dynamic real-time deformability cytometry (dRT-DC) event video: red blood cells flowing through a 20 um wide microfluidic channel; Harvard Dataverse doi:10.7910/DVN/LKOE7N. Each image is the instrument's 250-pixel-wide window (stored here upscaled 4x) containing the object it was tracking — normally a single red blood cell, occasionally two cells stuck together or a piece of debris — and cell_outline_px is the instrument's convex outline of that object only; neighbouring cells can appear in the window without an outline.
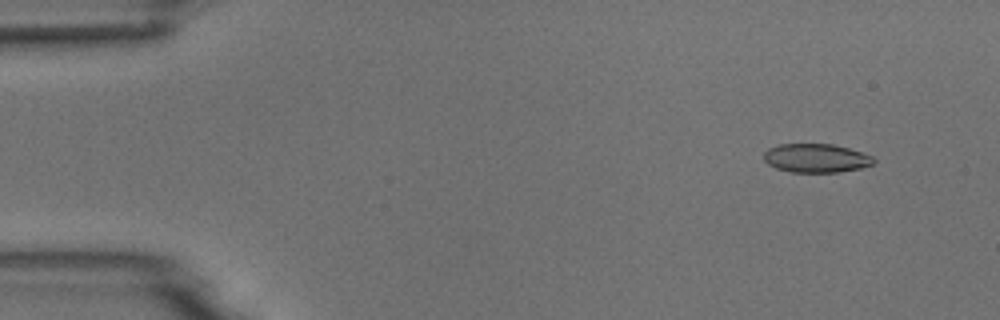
{"species": "common noctule bat (a hibernating species)", "species_latin": "Nyctalus noctula", "temperature_condition": "room temperature", "stored_images_in_passage": 5, "camera_frame_rate_fps": 3000, "um_per_image_px": 0.085, "animal": {"sex": "male", "body_mass_g": 18.8}, "frame": {"image": 1, "passage_image": 2, "time_ms": 1.0, "image_size_px": [1000, 320], "cell_outline_px": [[876, 160], [872, 164], [860, 168], [840, 172], [792, 172], [776, 168], [768, 164], [764, 160], [764, 152], [768, 148], [780, 144], [832, 144], [848, 148], [872, 156]], "centroid_in_image_um": [69.35, 13.44], "position_along_channel_um": 15.7, "area_um2": 18.32}}
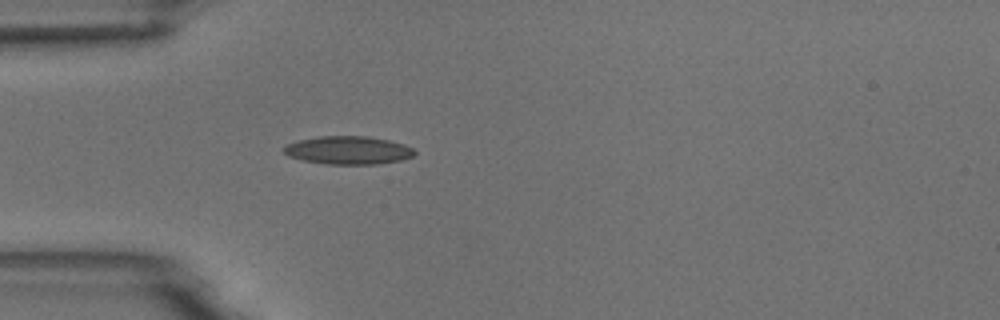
{"frame": {"image": 2, "passage_image": 5, "time_ms": 4.667, "image_size_px": [1000, 320], "cell_outline_px": [[416, 152], [412, 156], [400, 160], [376, 164], [324, 164], [304, 160], [288, 156], [284, 152], [284, 148], [288, 144], [300, 140], [320, 136], [368, 136], [388, 140], [404, 144], [412, 148]], "centroid_in_image_um": [29.61, 12.77], "position_along_channel_um": 55.4, "area_um2": 21.21}}